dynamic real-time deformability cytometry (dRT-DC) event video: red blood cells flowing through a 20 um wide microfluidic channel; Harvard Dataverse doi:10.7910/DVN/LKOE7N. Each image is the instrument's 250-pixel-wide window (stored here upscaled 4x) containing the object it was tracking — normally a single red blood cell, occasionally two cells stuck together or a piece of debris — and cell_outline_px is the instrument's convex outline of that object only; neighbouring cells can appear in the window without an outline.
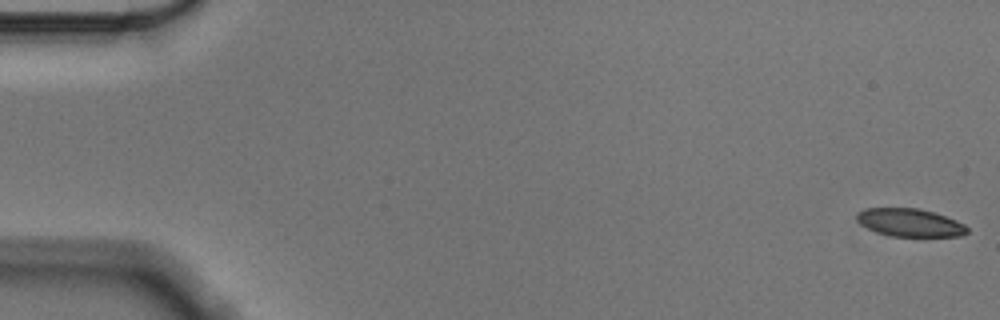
{"species": "Egyptian fruit bat (a non-hibernating species)", "species_latin": "Rousettus aegyptiacus", "temperature_condition": "cold", "stored_images_in_passage": 51, "camera_frame_rate_fps": 3000, "um_per_image_px": 0.085, "animal": {"sex": "male"}, "frame": {"image": 1, "passage_image": 1, "time_ms": 0.0, "image_size_px": [1000, 320], "cell_outline_px": [[968, 232], [960, 236], [892, 236], [876, 232], [860, 224], [856, 220], [856, 216], [864, 208], [920, 208], [956, 220], [964, 224], [968, 228]], "centroid_in_image_um": [77.33, 18.92], "position_along_channel_um": 7.7, "area_um2": 17.86}}
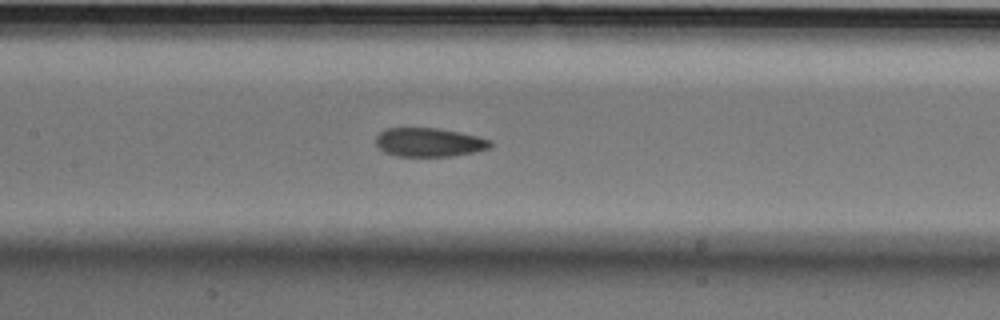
{"frame": {"image": 2, "passage_image": 27, "time_ms": 8.667, "image_size_px": [1000, 320], "cell_outline_px": [[492, 144], [488, 148], [476, 152], [452, 156], [396, 156], [384, 152], [376, 144], [376, 136], [384, 128], [440, 128], [460, 132], [492, 140]], "centroid_in_image_um": [36.47, 12.09], "position_along_channel_um": 170.9, "area_um2": 19.31}}
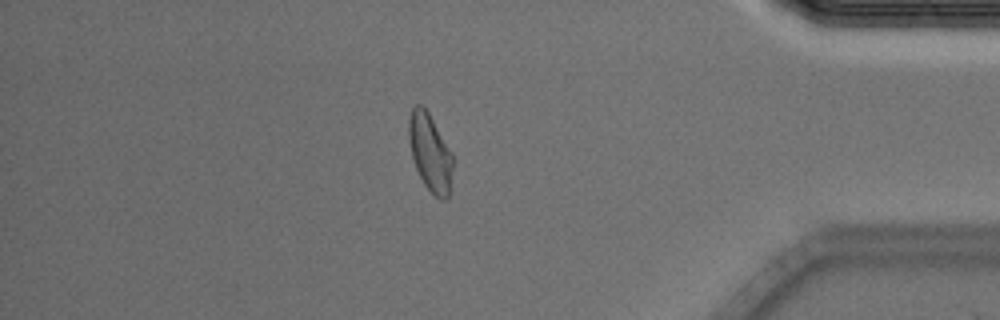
{"frame": {"image": 3, "passage_image": 49, "time_ms": 16.0, "image_size_px": [1000, 320], "cell_outline_px": [[452, 168], [448, 196], [444, 200], [440, 200], [424, 184], [416, 168], [412, 156], [408, 140], [408, 120], [412, 108], [416, 104], [420, 104], [428, 112], [452, 152]], "centroid_in_image_um": [36.54, 12.94], "position_along_channel_um": 398.7, "area_um2": 19.59}, "authors_computed_cell_mechanics": {"area_um2": 19.652, "velocity_mm_per_s": 3.5461, "shape_relaxation_time_tau1_ms": 9.2751, "shape_relaxation_time_tau2_ms": 3.0246, "deformation_change_tau1": 0.1715, "deformation_change_tau2": 0.0864}}